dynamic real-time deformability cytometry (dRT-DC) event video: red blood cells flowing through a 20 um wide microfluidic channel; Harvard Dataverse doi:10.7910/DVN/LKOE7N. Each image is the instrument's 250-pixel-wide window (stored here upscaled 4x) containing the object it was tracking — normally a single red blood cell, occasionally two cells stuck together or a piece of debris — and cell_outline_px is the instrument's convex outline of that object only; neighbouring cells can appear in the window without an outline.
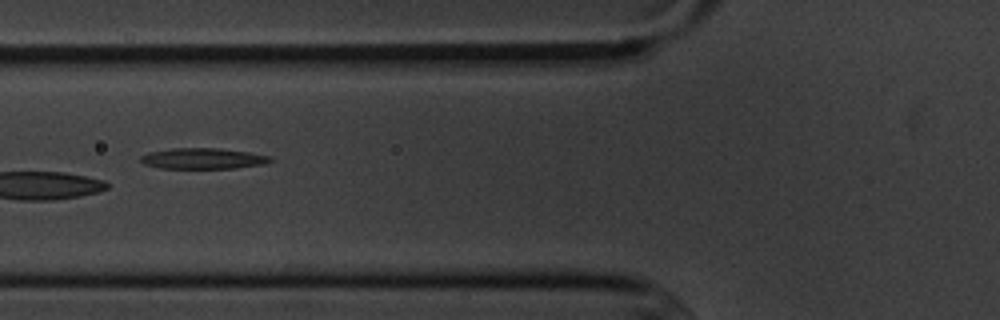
{"species": "common noctule bat (a hibernating species)", "species_latin": "Nyctalus noctula", "temperature_condition": "cold", "stored_images_in_passage": 14, "camera_frame_rate_fps": 3000, "um_per_image_px": 0.085, "animal": {"sex": "male", "body_mass_g": 20.1, "forearm_length_mm": 53.5}, "frame": {"image": 1, "passage_image": 5, "time_ms": 5.667, "image_size_px": [1000, 320], "cell_outline_px": [[272, 160], [264, 164], [236, 168], [160, 168], [144, 164], [140, 160], [140, 156], [148, 152], [172, 148], [216, 148], [248, 152], [272, 156]], "centroid_in_image_um": [17.24, 13.47], "position_along_channel_um": 108.6, "area_um2": 15.72}}
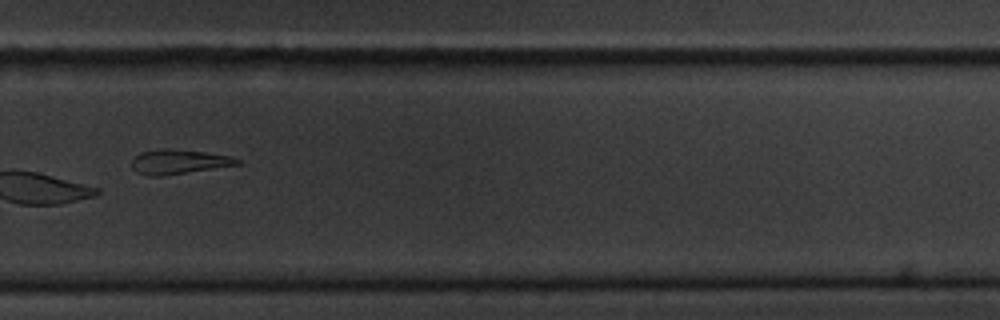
{"frame": {"image": 2, "passage_image": 10, "time_ms": 11.333, "image_size_px": [1000, 320], "cell_outline_px": [[240, 164], [160, 176], [148, 176], [136, 172], [132, 168], [132, 160], [140, 152], [164, 148], [168, 148], [204, 152], [232, 156], [240, 160]], "centroid_in_image_um": [15.16, 13.74], "position_along_channel_um": 314.6, "area_um2": 14.91}}
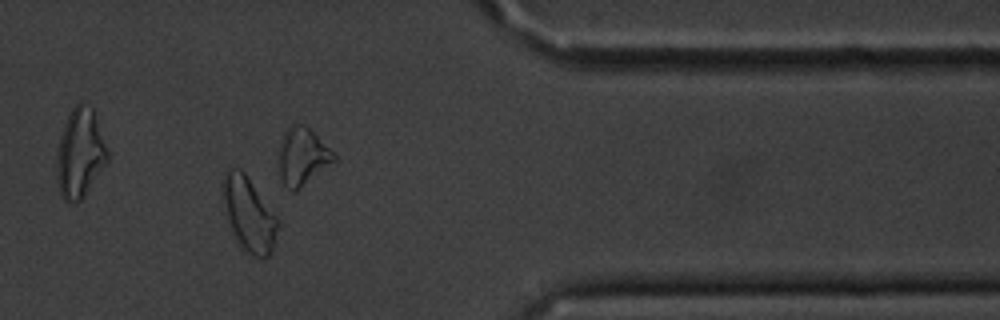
{"frame": {"image": 3, "passage_image": 12, "time_ms": 13.667, "image_size_px": [1000, 320], "cell_outline_px": [[280, 224], [272, 248], [268, 256], [252, 256], [240, 244], [228, 220], [220, 196], [220, 184], [224, 172], [228, 168], [240, 168], [244, 172], [280, 220]], "centroid_in_image_um": [21.12, 18.12], "position_along_channel_um": 390.3, "area_um2": 23.81}, "authors_computed_cell_mechanics": {"area_um2": 20.9525, "velocity_mm_per_s": 3.6334, "shape_relaxation_time_tau1_ms": null, "shape_relaxation_time_tau2_ms": 4.9065, "deformation_change_tau1": null, "deformation_change_tau2": 0.1311}}